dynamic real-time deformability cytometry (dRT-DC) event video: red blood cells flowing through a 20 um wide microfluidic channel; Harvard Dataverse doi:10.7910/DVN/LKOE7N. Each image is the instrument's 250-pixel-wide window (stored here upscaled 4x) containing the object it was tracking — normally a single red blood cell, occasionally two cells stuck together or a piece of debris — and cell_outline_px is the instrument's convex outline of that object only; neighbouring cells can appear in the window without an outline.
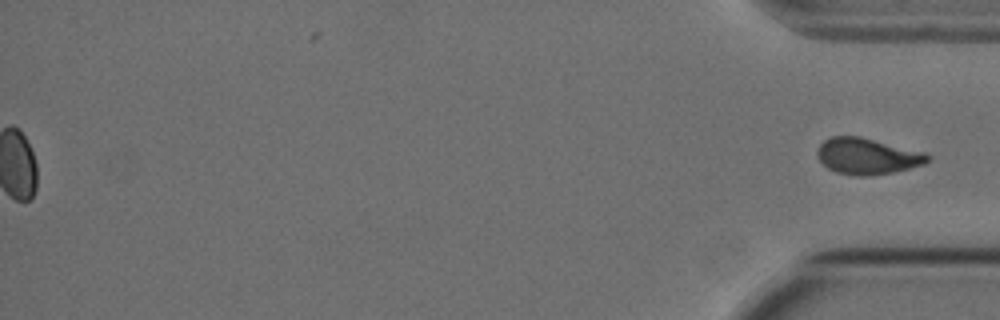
{"species": "Egyptian fruit bat (a non-hibernating species)", "species_latin": "Rousettus aegyptiacus", "temperature_condition": "cold", "stored_images_in_passage": 55, "segment_of_instrument_passage": [2, 2], "camera_frame_rate_fps": 3000, "um_per_image_px": 0.085, "animal": {"sex": "female"}, "frame": {"image": 1, "passage_image": 55, "time_ms": 18.0, "image_size_px": [1000, 320], "cell_outline_px": [[932, 160], [924, 164], [892, 172], [868, 176], [856, 176], [836, 172], [828, 168], [816, 156], [816, 152], [820, 144], [824, 140], [832, 136], [860, 136], [924, 152], [932, 156]], "centroid_in_image_um": [73.72, 13.27], "position_along_channel_um": 361.5, "area_um2": 23.29}}